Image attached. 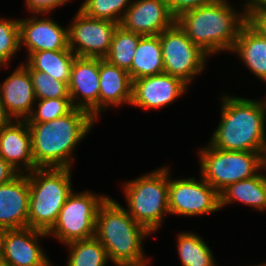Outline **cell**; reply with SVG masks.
Listing matches in <instances>:
<instances>
[{
    "mask_svg": "<svg viewBox=\"0 0 266 266\" xmlns=\"http://www.w3.org/2000/svg\"><path fill=\"white\" fill-rule=\"evenodd\" d=\"M28 175L19 173L11 181L0 185V227L21 229L28 227Z\"/></svg>",
    "mask_w": 266,
    "mask_h": 266,
    "instance_id": "d6986e66",
    "label": "cell"
},
{
    "mask_svg": "<svg viewBox=\"0 0 266 266\" xmlns=\"http://www.w3.org/2000/svg\"><path fill=\"white\" fill-rule=\"evenodd\" d=\"M245 13L248 22L266 38V11Z\"/></svg>",
    "mask_w": 266,
    "mask_h": 266,
    "instance_id": "836d02e7",
    "label": "cell"
},
{
    "mask_svg": "<svg viewBox=\"0 0 266 266\" xmlns=\"http://www.w3.org/2000/svg\"><path fill=\"white\" fill-rule=\"evenodd\" d=\"M199 150L200 174L218 193L262 170L260 152L225 151L209 143Z\"/></svg>",
    "mask_w": 266,
    "mask_h": 266,
    "instance_id": "52a82bcc",
    "label": "cell"
},
{
    "mask_svg": "<svg viewBox=\"0 0 266 266\" xmlns=\"http://www.w3.org/2000/svg\"><path fill=\"white\" fill-rule=\"evenodd\" d=\"M19 172L0 156V185L14 179Z\"/></svg>",
    "mask_w": 266,
    "mask_h": 266,
    "instance_id": "e575fe53",
    "label": "cell"
},
{
    "mask_svg": "<svg viewBox=\"0 0 266 266\" xmlns=\"http://www.w3.org/2000/svg\"><path fill=\"white\" fill-rule=\"evenodd\" d=\"M247 21L244 7L238 12L228 0H213L176 18L187 37L209 56L231 52L239 30Z\"/></svg>",
    "mask_w": 266,
    "mask_h": 266,
    "instance_id": "3957f363",
    "label": "cell"
},
{
    "mask_svg": "<svg viewBox=\"0 0 266 266\" xmlns=\"http://www.w3.org/2000/svg\"><path fill=\"white\" fill-rule=\"evenodd\" d=\"M12 120V117L7 113L2 103V99L0 98V129L8 125Z\"/></svg>",
    "mask_w": 266,
    "mask_h": 266,
    "instance_id": "8d00e7d4",
    "label": "cell"
},
{
    "mask_svg": "<svg viewBox=\"0 0 266 266\" xmlns=\"http://www.w3.org/2000/svg\"><path fill=\"white\" fill-rule=\"evenodd\" d=\"M120 24L87 17L77 10L68 27V45L77 57L104 59Z\"/></svg>",
    "mask_w": 266,
    "mask_h": 266,
    "instance_id": "30bf717a",
    "label": "cell"
},
{
    "mask_svg": "<svg viewBox=\"0 0 266 266\" xmlns=\"http://www.w3.org/2000/svg\"><path fill=\"white\" fill-rule=\"evenodd\" d=\"M77 56L71 49L46 50L32 53L24 62L28 70H37L69 84L71 67Z\"/></svg>",
    "mask_w": 266,
    "mask_h": 266,
    "instance_id": "cb8c5ba5",
    "label": "cell"
},
{
    "mask_svg": "<svg viewBox=\"0 0 266 266\" xmlns=\"http://www.w3.org/2000/svg\"><path fill=\"white\" fill-rule=\"evenodd\" d=\"M187 88L181 79L165 73L136 79L130 105L149 110L163 108L183 96Z\"/></svg>",
    "mask_w": 266,
    "mask_h": 266,
    "instance_id": "5bb4252c",
    "label": "cell"
},
{
    "mask_svg": "<svg viewBox=\"0 0 266 266\" xmlns=\"http://www.w3.org/2000/svg\"><path fill=\"white\" fill-rule=\"evenodd\" d=\"M72 168H36L29 181L28 227L48 232L72 189Z\"/></svg>",
    "mask_w": 266,
    "mask_h": 266,
    "instance_id": "5b68a950",
    "label": "cell"
},
{
    "mask_svg": "<svg viewBox=\"0 0 266 266\" xmlns=\"http://www.w3.org/2000/svg\"><path fill=\"white\" fill-rule=\"evenodd\" d=\"M231 52L238 55L257 79L266 83V38L248 21L239 30Z\"/></svg>",
    "mask_w": 266,
    "mask_h": 266,
    "instance_id": "44dd1931",
    "label": "cell"
},
{
    "mask_svg": "<svg viewBox=\"0 0 266 266\" xmlns=\"http://www.w3.org/2000/svg\"><path fill=\"white\" fill-rule=\"evenodd\" d=\"M220 209L237 201L243 205L266 210V177L257 173L255 176L228 185L219 193Z\"/></svg>",
    "mask_w": 266,
    "mask_h": 266,
    "instance_id": "7402d4cb",
    "label": "cell"
},
{
    "mask_svg": "<svg viewBox=\"0 0 266 266\" xmlns=\"http://www.w3.org/2000/svg\"><path fill=\"white\" fill-rule=\"evenodd\" d=\"M99 116L108 107L131 104L132 80L128 71L99 58Z\"/></svg>",
    "mask_w": 266,
    "mask_h": 266,
    "instance_id": "ffe728a7",
    "label": "cell"
},
{
    "mask_svg": "<svg viewBox=\"0 0 266 266\" xmlns=\"http://www.w3.org/2000/svg\"><path fill=\"white\" fill-rule=\"evenodd\" d=\"M132 0H84L78 10L94 19L120 24Z\"/></svg>",
    "mask_w": 266,
    "mask_h": 266,
    "instance_id": "83f0119b",
    "label": "cell"
},
{
    "mask_svg": "<svg viewBox=\"0 0 266 266\" xmlns=\"http://www.w3.org/2000/svg\"><path fill=\"white\" fill-rule=\"evenodd\" d=\"M151 233L138 224L112 197L100 205L96 219L95 237L106 249L112 264L147 266L143 239ZM148 263V264H147Z\"/></svg>",
    "mask_w": 266,
    "mask_h": 266,
    "instance_id": "277c9868",
    "label": "cell"
},
{
    "mask_svg": "<svg viewBox=\"0 0 266 266\" xmlns=\"http://www.w3.org/2000/svg\"><path fill=\"white\" fill-rule=\"evenodd\" d=\"M42 236H48L47 232L29 227L8 230L3 259L9 266H53L38 242Z\"/></svg>",
    "mask_w": 266,
    "mask_h": 266,
    "instance_id": "2e32d148",
    "label": "cell"
},
{
    "mask_svg": "<svg viewBox=\"0 0 266 266\" xmlns=\"http://www.w3.org/2000/svg\"><path fill=\"white\" fill-rule=\"evenodd\" d=\"M128 73L132 82L164 73L159 35L142 36L139 39Z\"/></svg>",
    "mask_w": 266,
    "mask_h": 266,
    "instance_id": "603a6c76",
    "label": "cell"
},
{
    "mask_svg": "<svg viewBox=\"0 0 266 266\" xmlns=\"http://www.w3.org/2000/svg\"><path fill=\"white\" fill-rule=\"evenodd\" d=\"M0 266H9L2 256H0Z\"/></svg>",
    "mask_w": 266,
    "mask_h": 266,
    "instance_id": "ab89813d",
    "label": "cell"
},
{
    "mask_svg": "<svg viewBox=\"0 0 266 266\" xmlns=\"http://www.w3.org/2000/svg\"><path fill=\"white\" fill-rule=\"evenodd\" d=\"M176 238L182 266H216L213 253L201 236L183 231Z\"/></svg>",
    "mask_w": 266,
    "mask_h": 266,
    "instance_id": "d4e9b609",
    "label": "cell"
},
{
    "mask_svg": "<svg viewBox=\"0 0 266 266\" xmlns=\"http://www.w3.org/2000/svg\"><path fill=\"white\" fill-rule=\"evenodd\" d=\"M95 122L87 111L73 108L65 116L49 122L28 123L35 166L71 168L73 151Z\"/></svg>",
    "mask_w": 266,
    "mask_h": 266,
    "instance_id": "6da1fadb",
    "label": "cell"
},
{
    "mask_svg": "<svg viewBox=\"0 0 266 266\" xmlns=\"http://www.w3.org/2000/svg\"><path fill=\"white\" fill-rule=\"evenodd\" d=\"M34 15L19 19L20 49L25 46L27 58L39 51L70 49L68 27L63 28L51 18H40L38 13Z\"/></svg>",
    "mask_w": 266,
    "mask_h": 266,
    "instance_id": "9a60e30c",
    "label": "cell"
},
{
    "mask_svg": "<svg viewBox=\"0 0 266 266\" xmlns=\"http://www.w3.org/2000/svg\"><path fill=\"white\" fill-rule=\"evenodd\" d=\"M99 58L76 57L68 84L72 106L99 118Z\"/></svg>",
    "mask_w": 266,
    "mask_h": 266,
    "instance_id": "7c38bea8",
    "label": "cell"
},
{
    "mask_svg": "<svg viewBox=\"0 0 266 266\" xmlns=\"http://www.w3.org/2000/svg\"><path fill=\"white\" fill-rule=\"evenodd\" d=\"M0 98L7 113L15 120H27L36 98L29 70L21 63L0 85Z\"/></svg>",
    "mask_w": 266,
    "mask_h": 266,
    "instance_id": "ac0fdd59",
    "label": "cell"
},
{
    "mask_svg": "<svg viewBox=\"0 0 266 266\" xmlns=\"http://www.w3.org/2000/svg\"><path fill=\"white\" fill-rule=\"evenodd\" d=\"M36 102L37 106L34 105L31 115L26 120L27 123L49 122L65 116L74 108L70 98H50Z\"/></svg>",
    "mask_w": 266,
    "mask_h": 266,
    "instance_id": "f546056e",
    "label": "cell"
},
{
    "mask_svg": "<svg viewBox=\"0 0 266 266\" xmlns=\"http://www.w3.org/2000/svg\"><path fill=\"white\" fill-rule=\"evenodd\" d=\"M169 174V212L184 216H202L220 210L219 193L201 176L171 179Z\"/></svg>",
    "mask_w": 266,
    "mask_h": 266,
    "instance_id": "8fae6325",
    "label": "cell"
},
{
    "mask_svg": "<svg viewBox=\"0 0 266 266\" xmlns=\"http://www.w3.org/2000/svg\"><path fill=\"white\" fill-rule=\"evenodd\" d=\"M70 0H25L27 10L31 14H49L52 10L60 6L66 5Z\"/></svg>",
    "mask_w": 266,
    "mask_h": 266,
    "instance_id": "1f68e13d",
    "label": "cell"
},
{
    "mask_svg": "<svg viewBox=\"0 0 266 266\" xmlns=\"http://www.w3.org/2000/svg\"><path fill=\"white\" fill-rule=\"evenodd\" d=\"M221 100V121L208 143L225 151L262 154L266 147V100L227 94Z\"/></svg>",
    "mask_w": 266,
    "mask_h": 266,
    "instance_id": "7a4b0ae2",
    "label": "cell"
},
{
    "mask_svg": "<svg viewBox=\"0 0 266 266\" xmlns=\"http://www.w3.org/2000/svg\"><path fill=\"white\" fill-rule=\"evenodd\" d=\"M159 37L164 73L181 79L189 86L195 75L206 68V58L210 56L194 44L177 23Z\"/></svg>",
    "mask_w": 266,
    "mask_h": 266,
    "instance_id": "9c48e42d",
    "label": "cell"
},
{
    "mask_svg": "<svg viewBox=\"0 0 266 266\" xmlns=\"http://www.w3.org/2000/svg\"><path fill=\"white\" fill-rule=\"evenodd\" d=\"M176 23L167 0H133L120 25L142 36L160 35Z\"/></svg>",
    "mask_w": 266,
    "mask_h": 266,
    "instance_id": "4fadbf2b",
    "label": "cell"
},
{
    "mask_svg": "<svg viewBox=\"0 0 266 266\" xmlns=\"http://www.w3.org/2000/svg\"><path fill=\"white\" fill-rule=\"evenodd\" d=\"M169 170L166 166L157 168L151 173L126 181L123 186L126 211L151 234L161 227L165 214H170Z\"/></svg>",
    "mask_w": 266,
    "mask_h": 266,
    "instance_id": "8992f818",
    "label": "cell"
},
{
    "mask_svg": "<svg viewBox=\"0 0 266 266\" xmlns=\"http://www.w3.org/2000/svg\"><path fill=\"white\" fill-rule=\"evenodd\" d=\"M243 3L245 12L266 11V0H246Z\"/></svg>",
    "mask_w": 266,
    "mask_h": 266,
    "instance_id": "d590c367",
    "label": "cell"
},
{
    "mask_svg": "<svg viewBox=\"0 0 266 266\" xmlns=\"http://www.w3.org/2000/svg\"><path fill=\"white\" fill-rule=\"evenodd\" d=\"M108 195L89 191L72 192L61 208L57 221L47 232L64 245L95 236L97 212Z\"/></svg>",
    "mask_w": 266,
    "mask_h": 266,
    "instance_id": "ba28073f",
    "label": "cell"
},
{
    "mask_svg": "<svg viewBox=\"0 0 266 266\" xmlns=\"http://www.w3.org/2000/svg\"><path fill=\"white\" fill-rule=\"evenodd\" d=\"M36 100L70 98L68 84L47 75L45 72L29 70Z\"/></svg>",
    "mask_w": 266,
    "mask_h": 266,
    "instance_id": "4dcf8cb0",
    "label": "cell"
},
{
    "mask_svg": "<svg viewBox=\"0 0 266 266\" xmlns=\"http://www.w3.org/2000/svg\"><path fill=\"white\" fill-rule=\"evenodd\" d=\"M115 266H138L135 264H115Z\"/></svg>",
    "mask_w": 266,
    "mask_h": 266,
    "instance_id": "60d3db41",
    "label": "cell"
},
{
    "mask_svg": "<svg viewBox=\"0 0 266 266\" xmlns=\"http://www.w3.org/2000/svg\"><path fill=\"white\" fill-rule=\"evenodd\" d=\"M20 49L19 19L0 17V68L9 67L8 62Z\"/></svg>",
    "mask_w": 266,
    "mask_h": 266,
    "instance_id": "f1b7e54d",
    "label": "cell"
},
{
    "mask_svg": "<svg viewBox=\"0 0 266 266\" xmlns=\"http://www.w3.org/2000/svg\"><path fill=\"white\" fill-rule=\"evenodd\" d=\"M8 230L9 229L0 227V256H2L4 250V242Z\"/></svg>",
    "mask_w": 266,
    "mask_h": 266,
    "instance_id": "74e56055",
    "label": "cell"
},
{
    "mask_svg": "<svg viewBox=\"0 0 266 266\" xmlns=\"http://www.w3.org/2000/svg\"><path fill=\"white\" fill-rule=\"evenodd\" d=\"M141 37L142 35L127 31L119 25L113 35L109 52L104 59L119 68L129 71Z\"/></svg>",
    "mask_w": 266,
    "mask_h": 266,
    "instance_id": "4316f807",
    "label": "cell"
},
{
    "mask_svg": "<svg viewBox=\"0 0 266 266\" xmlns=\"http://www.w3.org/2000/svg\"><path fill=\"white\" fill-rule=\"evenodd\" d=\"M0 156L19 173L27 174L37 168L26 120H12L0 129Z\"/></svg>",
    "mask_w": 266,
    "mask_h": 266,
    "instance_id": "e0dca14e",
    "label": "cell"
},
{
    "mask_svg": "<svg viewBox=\"0 0 266 266\" xmlns=\"http://www.w3.org/2000/svg\"><path fill=\"white\" fill-rule=\"evenodd\" d=\"M257 266H266V263L258 264Z\"/></svg>",
    "mask_w": 266,
    "mask_h": 266,
    "instance_id": "b9f144b4",
    "label": "cell"
},
{
    "mask_svg": "<svg viewBox=\"0 0 266 266\" xmlns=\"http://www.w3.org/2000/svg\"><path fill=\"white\" fill-rule=\"evenodd\" d=\"M65 246L69 250L67 266H106L110 261L106 249L95 236Z\"/></svg>",
    "mask_w": 266,
    "mask_h": 266,
    "instance_id": "484cf974",
    "label": "cell"
},
{
    "mask_svg": "<svg viewBox=\"0 0 266 266\" xmlns=\"http://www.w3.org/2000/svg\"><path fill=\"white\" fill-rule=\"evenodd\" d=\"M213 0H167L171 13L177 18L183 12L203 6Z\"/></svg>",
    "mask_w": 266,
    "mask_h": 266,
    "instance_id": "d6a6232c",
    "label": "cell"
},
{
    "mask_svg": "<svg viewBox=\"0 0 266 266\" xmlns=\"http://www.w3.org/2000/svg\"><path fill=\"white\" fill-rule=\"evenodd\" d=\"M261 168L262 170H266V147L264 148L262 154H261ZM266 177V174H265Z\"/></svg>",
    "mask_w": 266,
    "mask_h": 266,
    "instance_id": "f35d334b",
    "label": "cell"
}]
</instances>
